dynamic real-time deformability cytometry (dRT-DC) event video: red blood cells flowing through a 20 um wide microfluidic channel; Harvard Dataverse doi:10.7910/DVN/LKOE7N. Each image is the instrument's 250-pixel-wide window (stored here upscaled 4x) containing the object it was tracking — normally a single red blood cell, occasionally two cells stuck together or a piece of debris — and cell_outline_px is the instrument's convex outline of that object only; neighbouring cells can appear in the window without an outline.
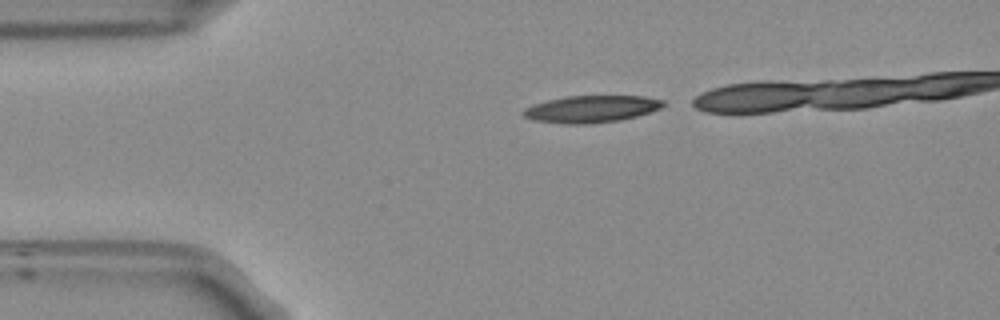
{"species": "Egyptian fruit bat (a non-hibernating species)", "species_latin": "Rousettus aegyptiacus", "temperature_condition": "room temperature", "stored_images_in_passage": 13, "camera_frame_rate_fps": 3000, "um_per_image_px": 0.085, "frame": {"image": 1, "passage_image": 1, "time_ms": 0.0, "image_size_px": [1000, 320], "cell_outline_px": [[664, 104], [660, 108], [636, 116], [620, 120], [588, 124], [568, 124], [532, 120], [524, 116], [524, 108], [532, 104], [548, 100], [568, 96], [644, 96], [664, 100]], "centroid_in_image_um": [50.24, 9.26], "position_along_channel_um": 34.8, "area_um2": 21.85}}